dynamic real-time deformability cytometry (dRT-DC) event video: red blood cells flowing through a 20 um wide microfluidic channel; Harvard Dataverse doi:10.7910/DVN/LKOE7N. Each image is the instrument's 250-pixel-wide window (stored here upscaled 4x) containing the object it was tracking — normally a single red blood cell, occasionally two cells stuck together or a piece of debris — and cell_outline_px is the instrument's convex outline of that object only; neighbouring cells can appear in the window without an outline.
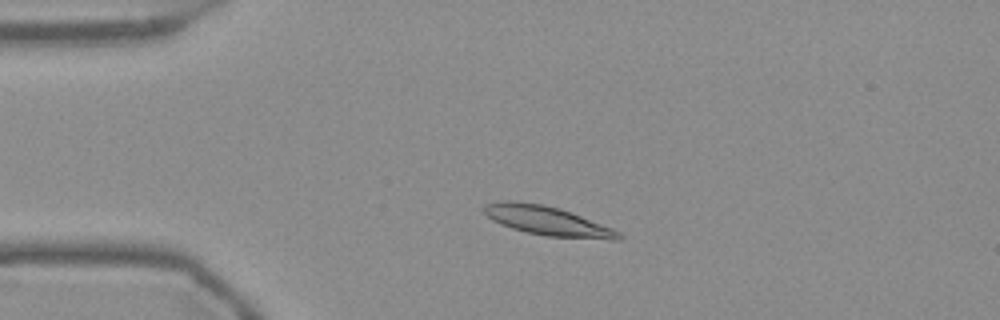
{"species": "Egyptian fruit bat (a non-hibernating species)", "species_latin": "Rousettus aegyptiacus", "temperature_condition": "warm", "stored_images_in_passage": 27, "camera_frame_rate_fps": 3000, "um_per_image_px": 0.085, "frame": {"image": 1, "passage_image": 4, "time_ms": 1.0, "image_size_px": [1000, 320], "cell_outline_px": [[624, 236], [620, 240], [612, 240], [544, 236], [512, 228], [500, 224], [492, 220], [484, 212], [484, 204], [504, 200], [516, 200], [544, 204], [560, 208], [572, 212], [612, 228], [620, 232]], "centroid_in_image_um": [46.56, 18.76], "position_along_channel_um": 38.4, "area_um2": 23.18}}
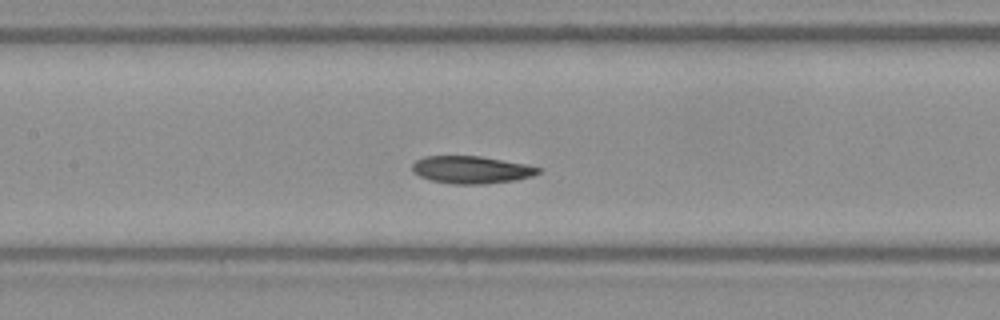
{"frame": {"image": 2, "passage_image": 17, "time_ms": 5.333, "image_size_px": [1000, 320], "cell_outline_px": [[544, 168], [540, 172], [532, 176], [516, 180], [484, 184], [452, 184], [432, 180], [420, 176], [412, 172], [412, 164], [416, 160], [424, 156], [480, 156], [524, 164]], "centroid_in_image_um": [40.07, 14.43], "position_along_channel_um": 167.3, "area_um2": 20.17}}
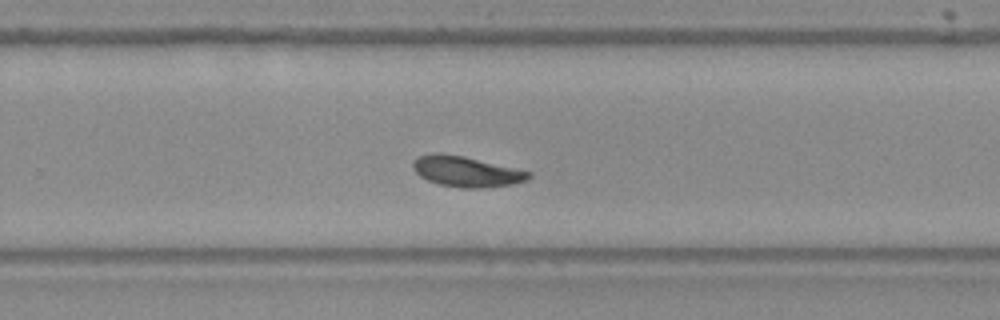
{"frame": {"image": 3, "passage_image": 27, "time_ms": 8.667, "image_size_px": [1000, 320], "cell_outline_px": [[532, 176], [528, 180], [512, 184], [484, 188], [460, 188], [440, 184], [428, 180], [420, 176], [412, 168], [412, 160], [420, 156], [432, 152], [440, 152], [464, 156], [532, 172]], "centroid_in_image_um": [39.63, 14.57], "position_along_channel_um": 290.2, "area_um2": 20.75}}